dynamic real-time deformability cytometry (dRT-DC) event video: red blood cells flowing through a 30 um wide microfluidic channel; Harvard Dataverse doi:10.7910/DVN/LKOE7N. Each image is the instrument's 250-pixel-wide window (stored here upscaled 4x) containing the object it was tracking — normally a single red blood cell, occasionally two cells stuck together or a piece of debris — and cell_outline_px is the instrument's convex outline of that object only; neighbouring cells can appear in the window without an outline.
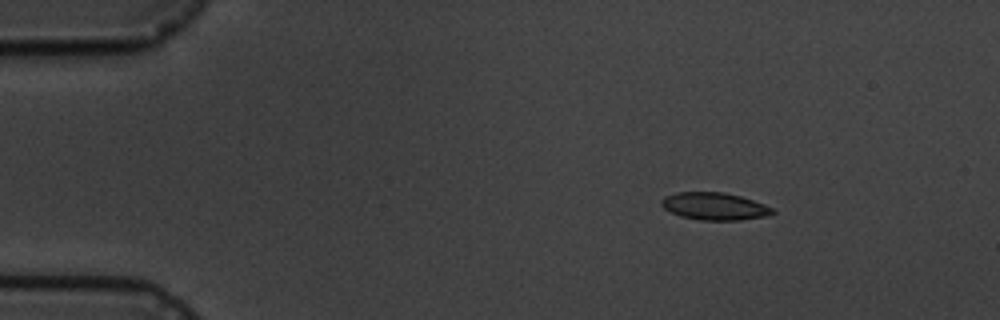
{"species": "common noctule bat (a hibernating species)", "species_latin": "Nyctalus noctula", "temperature_condition": "cold", "stored_images_in_passage": 7, "camera_frame_rate_fps": 3000, "um_per_image_px": 0.085, "animal": {"sex": "male", "body_mass_g": 19.5, "forearm_length_mm": 54.6}, "frame": {"image": 1, "passage_image": 1, "time_ms": 0.0, "image_size_px": [1000, 320], "cell_outline_px": [[776, 212], [768, 216], [740, 220], [700, 220], [680, 216], [664, 208], [660, 204], [660, 200], [664, 196], [676, 192], [724, 192], [740, 196], [764, 204], [772, 208]], "centroid_in_image_um": [60.72, 17.53], "position_along_channel_um": 24.3, "area_um2": 17.8}}
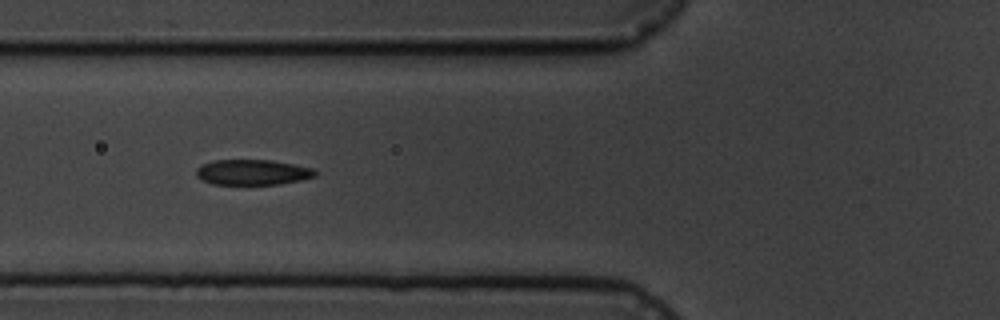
{"frame": {"image": 2, "passage_image": 5, "time_ms": 4.333, "image_size_px": [1000, 320], "cell_outline_px": [[316, 176], [300, 180], [280, 184], [212, 184], [196, 176], [196, 168], [200, 164], [212, 160], [272, 160], [312, 168], [316, 172]], "centroid_in_image_um": [21.43, 14.63], "position_along_channel_um": 104.4, "area_um2": 17.57}}
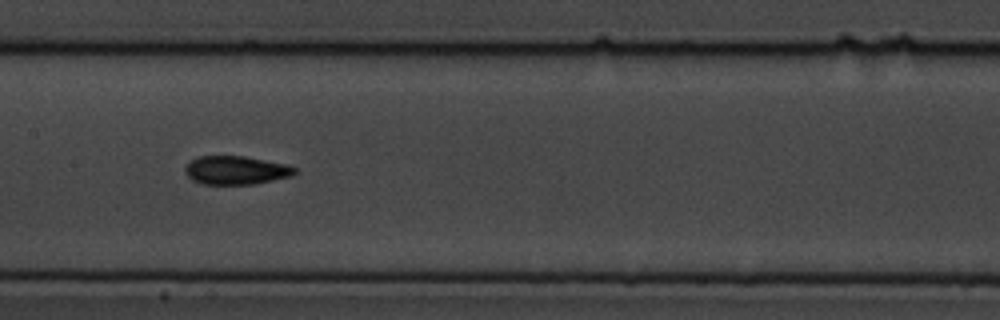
{"frame": {"image": 3, "passage_image": 7, "time_ms": 6.667, "image_size_px": [1000, 320], "cell_outline_px": [[296, 172], [292, 176], [256, 184], [204, 184], [192, 180], [184, 172], [184, 168], [192, 160], [200, 156], [244, 156], [284, 164], [296, 168]], "centroid_in_image_um": [20.05, 14.48], "position_along_channel_um": 187.4, "area_um2": 18.09}}